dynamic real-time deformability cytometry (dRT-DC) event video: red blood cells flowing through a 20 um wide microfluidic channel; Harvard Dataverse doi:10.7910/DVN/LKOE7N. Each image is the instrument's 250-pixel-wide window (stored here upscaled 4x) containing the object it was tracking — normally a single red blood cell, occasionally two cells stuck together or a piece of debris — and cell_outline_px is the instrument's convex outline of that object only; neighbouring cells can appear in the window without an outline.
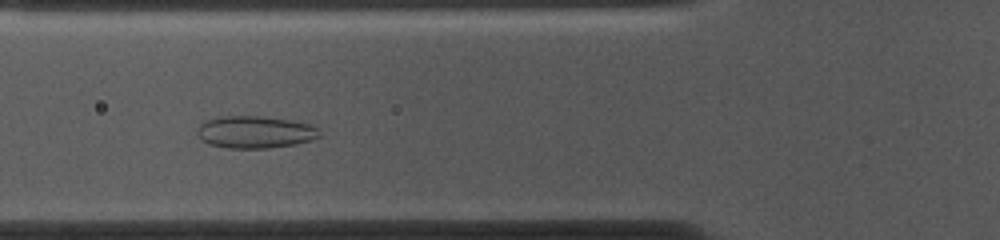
{"species": "common noctule bat (a hibernating species)", "species_latin": "Nyctalus noctula", "temperature_condition": "cold", "stored_images_in_passage": 44, "camera_frame_rate_fps": 3000, "um_per_image_px": 0.085, "animal": {"sex": "female", "body_mass_g": 10.0, "forearm_length_mm": 53.1}, "frame": {"image": 1, "passage_image": 16, "time_ms": 5.0, "image_size_px": [1000, 240], "cell_outline_px": [[320, 136], [312, 140], [296, 144], [268, 148], [228, 148], [208, 144], [200, 140], [196, 132], [200, 124], [208, 120], [224, 116], [260, 116], [288, 120], [312, 124], [320, 128]], "centroid_in_image_um": [21.7, 11.23], "position_along_channel_um": 104.1, "area_um2": 23.06}}
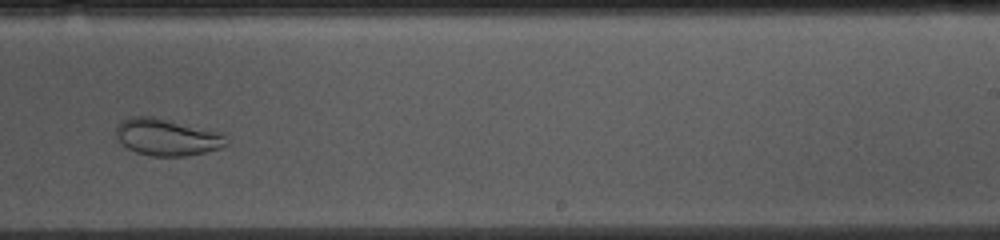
{"frame": {"image": 2, "passage_image": 30, "time_ms": 9.667, "image_size_px": [1000, 240], "cell_outline_px": [[228, 144], [220, 148], [188, 156], [152, 156], [136, 152], [128, 148], [116, 136], [116, 128], [124, 120], [132, 116], [152, 116], [220, 132], [228, 140]], "centroid_in_image_um": [14.21, 11.66], "position_along_channel_um": 274.8, "area_um2": 23.41}}
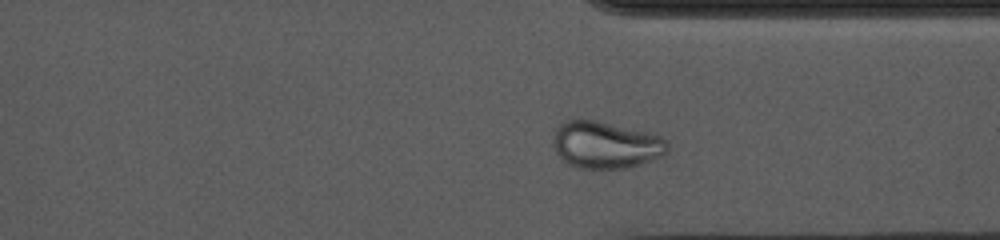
{"frame": {"image": 3, "passage_image": 37, "time_ms": 12.0, "image_size_px": [1000, 240], "cell_outline_px": [[668, 152], [652, 160], [628, 168], [580, 168], [568, 164], [556, 152], [552, 144], [552, 140], [556, 128], [564, 120], [576, 116], [648, 132], [660, 136], [668, 140]], "centroid_in_image_um": [51.45, 12.28], "position_along_channel_um": 359.9, "area_um2": 31.73}}